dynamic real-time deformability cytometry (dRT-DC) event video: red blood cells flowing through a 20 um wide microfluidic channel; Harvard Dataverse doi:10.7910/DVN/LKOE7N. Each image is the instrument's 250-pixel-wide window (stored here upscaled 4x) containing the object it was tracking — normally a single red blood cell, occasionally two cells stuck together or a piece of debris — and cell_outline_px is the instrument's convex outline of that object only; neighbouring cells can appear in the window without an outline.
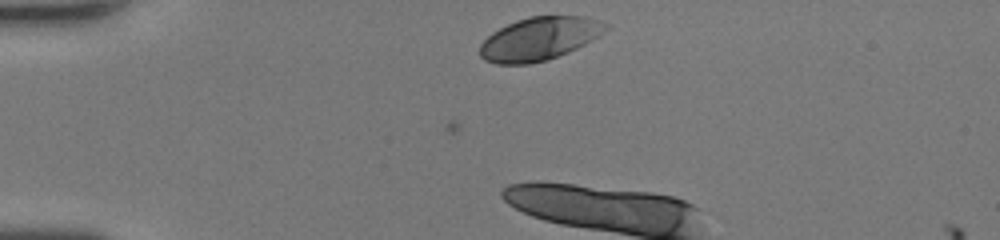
{"species": "human", "species_latin": "Homo sapiens", "temperature_condition": "room temperature", "stored_images_in_passage": 3, "camera_frame_rate_fps": 3000, "um_per_image_px": 0.085, "donor": {"sex": "female"}, "frame": {"image": 1, "passage_image": 1, "time_ms": 0.0, "image_size_px": [1000, 240], "cell_outline_px": [[612, 24], [604, 32], [592, 40], [568, 52], [548, 60], [528, 64], [496, 64], [484, 60], [480, 56], [480, 44], [492, 32], [516, 20], [532, 16], [584, 16]], "centroid_in_image_um": [45.85, 3.29], "position_along_channel_um": 39.1, "area_um2": 31.67}}